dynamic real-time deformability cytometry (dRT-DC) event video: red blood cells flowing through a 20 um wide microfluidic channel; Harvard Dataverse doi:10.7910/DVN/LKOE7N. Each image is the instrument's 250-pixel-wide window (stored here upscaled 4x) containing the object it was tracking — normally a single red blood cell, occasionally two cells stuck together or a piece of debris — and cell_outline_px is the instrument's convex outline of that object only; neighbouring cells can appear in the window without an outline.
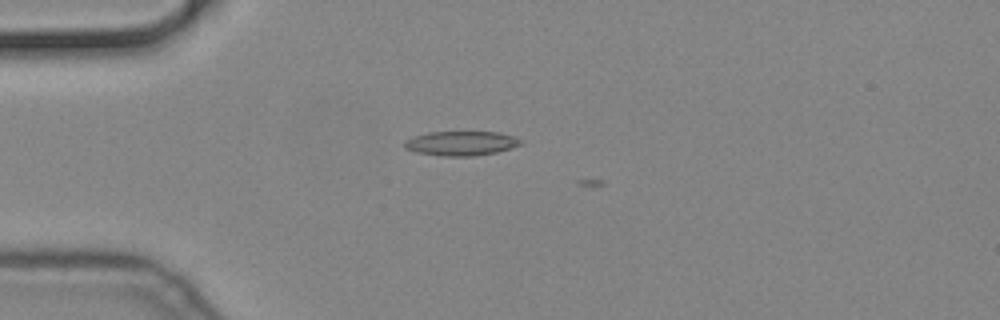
{"species": "common noctule bat (a hibernating species)", "species_latin": "Nyctalus noctula", "temperature_condition": "cold", "stored_images_in_passage": 2, "camera_frame_rate_fps": 3000, "um_per_image_px": 0.085, "animal": {"sex": "male", "body_mass_g": 19.2, "forearm_length_mm": 51.8}, "frame": {"image": 1, "passage_image": 1, "time_ms": 0.0, "image_size_px": [1000, 320], "cell_outline_px": [[524, 144], [512, 148], [496, 152], [472, 156], [444, 156], [416, 152], [404, 148], [404, 144], [412, 136], [428, 132], [500, 132], [516, 136], [524, 140]], "centroid_in_image_um": [39.27, 12.17], "position_along_channel_um": 45.7, "area_um2": 16.7}}